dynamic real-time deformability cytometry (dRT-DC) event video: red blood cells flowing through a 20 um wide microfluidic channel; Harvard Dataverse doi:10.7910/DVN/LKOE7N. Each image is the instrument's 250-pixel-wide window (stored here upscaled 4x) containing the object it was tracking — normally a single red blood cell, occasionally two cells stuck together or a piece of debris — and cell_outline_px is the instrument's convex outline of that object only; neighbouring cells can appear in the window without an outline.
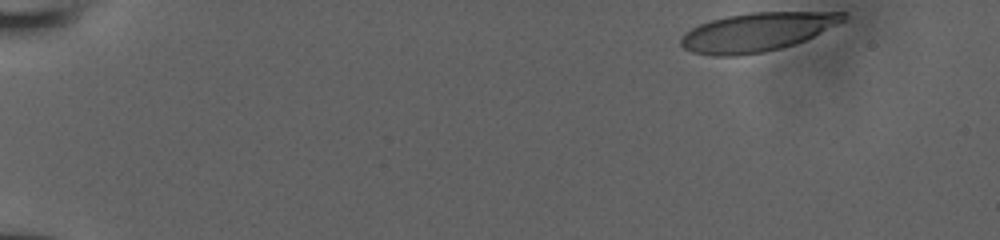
{"species": "human", "species_latin": "Homo sapiens", "temperature_condition": "room temperature", "stored_images_in_passage": 38, "camera_frame_rate_fps": 3000, "um_per_image_px": 0.085, "donor": {"sex": "male"}, "frame": {"image": 1, "passage_image": 1, "time_ms": 0.0, "image_size_px": [1000, 240], "cell_outline_px": [[848, 16], [844, 20], [804, 40], [780, 48], [764, 52], [736, 56], [712, 56], [692, 52], [684, 48], [680, 44], [680, 40], [692, 28], [700, 24], [712, 20], [728, 16], [752, 12], [848, 12]], "centroid_in_image_um": [64.33, 2.72], "position_along_channel_um": 20.7, "area_um2": 36.07}}
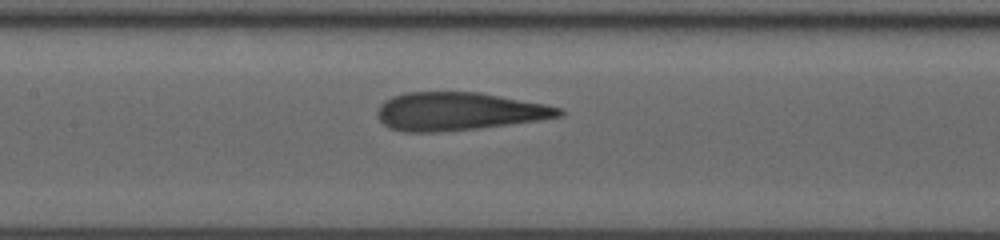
{"frame": {"image": 2, "passage_image": 22, "time_ms": 7.0, "image_size_px": [1000, 240], "cell_outline_px": [[564, 116], [536, 120], [476, 128], [436, 132], [404, 132], [388, 128], [376, 116], [376, 112], [380, 104], [384, 100], [392, 96], [404, 92], [480, 92], [544, 104], [560, 108], [564, 112]], "centroid_in_image_um": [38.91, 9.46], "position_along_channel_um": 168.5, "area_um2": 40.17}}
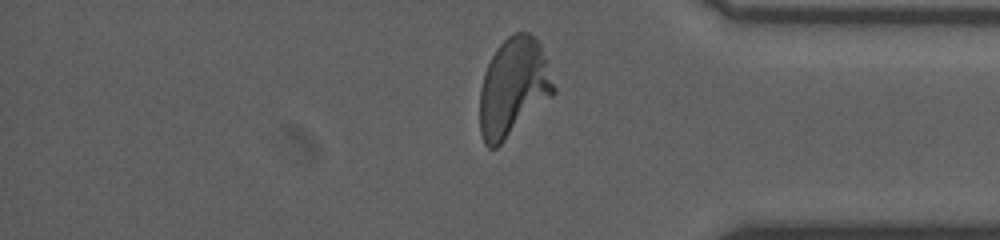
{"frame": {"image": 3, "passage_image": 37, "time_ms": 12.0, "image_size_px": [1000, 240], "cell_outline_px": [[556, 92], [552, 96], [496, 148], [488, 148], [484, 144], [480, 132], [480, 88], [488, 64], [496, 48], [508, 36], [516, 32], [528, 32], [540, 44], [556, 88]], "centroid_in_image_um": [43.63, 7.43], "position_along_channel_um": 391.6, "area_um2": 41.91}}